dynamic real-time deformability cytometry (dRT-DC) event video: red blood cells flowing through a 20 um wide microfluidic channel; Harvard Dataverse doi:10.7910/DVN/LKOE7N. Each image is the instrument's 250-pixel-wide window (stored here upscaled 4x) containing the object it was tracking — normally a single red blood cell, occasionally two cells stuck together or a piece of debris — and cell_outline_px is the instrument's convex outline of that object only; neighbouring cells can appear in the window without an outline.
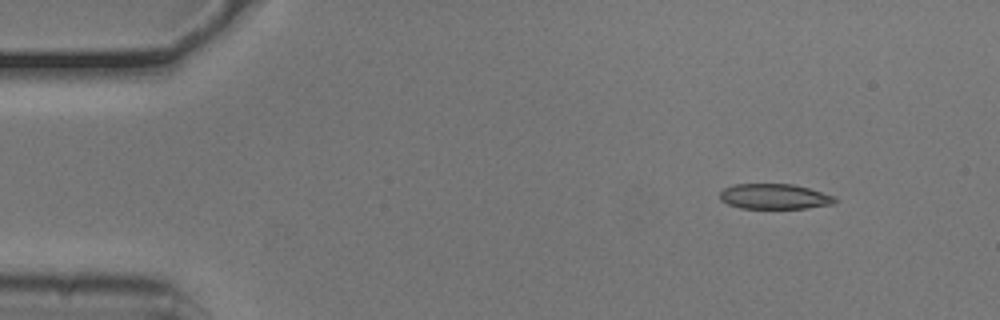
{"species": "common noctule bat (a hibernating species)", "species_latin": "Nyctalus noctula", "temperature_condition": "cold", "stored_images_in_passage": 41, "camera_frame_rate_fps": 3000, "um_per_image_px": 0.085, "animal": {"sex": "male", "body_mass_g": 20.5, "forearm_length_mm": 52.5}, "frame": {"image": 1, "passage_image": 1, "time_ms": 0.0, "image_size_px": [1000, 320], "cell_outline_px": [[836, 204], [808, 208], [740, 208], [728, 204], [720, 200], [720, 192], [724, 188], [732, 184], [792, 184], [808, 188], [836, 196]], "centroid_in_image_um": [65.84, 16.7], "position_along_channel_um": 19.2, "area_um2": 17.05}}
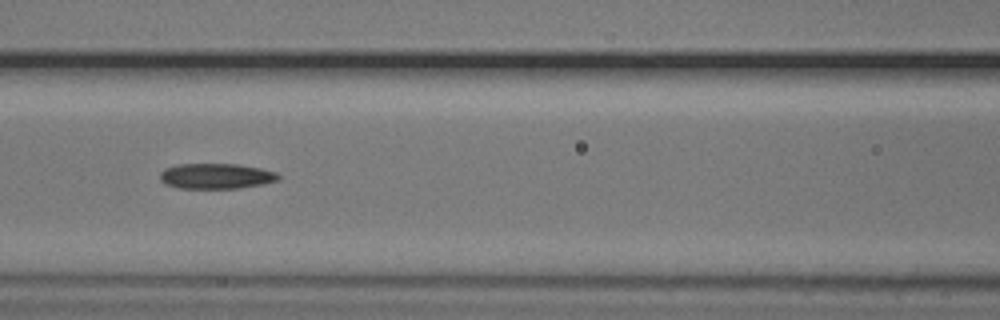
{"frame": {"image": 2, "passage_image": 18, "time_ms": 5.667, "image_size_px": [1000, 320], "cell_outline_px": [[280, 180], [264, 184], [240, 188], [176, 188], [164, 184], [160, 180], [160, 172], [164, 168], [176, 164], [236, 164], [260, 168], [276, 172], [280, 176]], "centroid_in_image_um": [18.35, 14.97], "position_along_channel_um": 148.2, "area_um2": 17.74}}
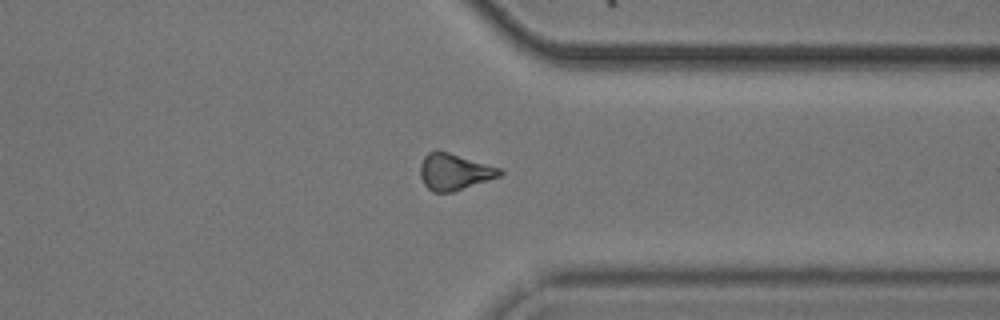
{"frame": {"image": 3, "passage_image": 36, "time_ms": 11.667, "image_size_px": [1000, 320], "cell_outline_px": [[504, 172], [500, 176], [452, 192], [432, 192], [424, 184], [420, 176], [420, 164], [424, 156], [428, 152], [436, 148], [500, 168]], "centroid_in_image_um": [38.58, 14.58], "position_along_channel_um": 372.8, "area_um2": 16.94}, "authors_computed_cell_mechanics": {"area_um2": 17.5712, "velocity_mm_per_s": 3.787, "shape_relaxation_time_tau1_ms": 9.5662, "shape_relaxation_time_tau2_ms": null, "deformation_change_tau1": 0.205, "deformation_change_tau2": null}}